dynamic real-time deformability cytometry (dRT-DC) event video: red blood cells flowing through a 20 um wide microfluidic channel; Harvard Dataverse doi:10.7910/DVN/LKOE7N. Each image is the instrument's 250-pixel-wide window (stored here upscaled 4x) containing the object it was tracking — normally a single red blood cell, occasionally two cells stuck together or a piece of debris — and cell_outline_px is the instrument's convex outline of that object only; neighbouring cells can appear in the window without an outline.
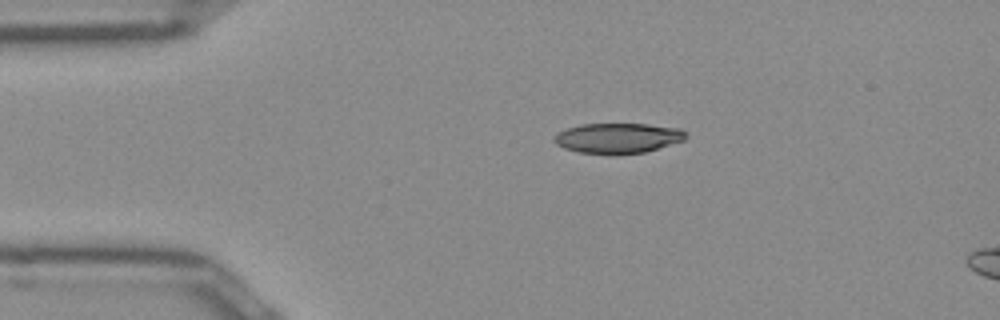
{"species": "Egyptian fruit bat (a non-hibernating species)", "species_latin": "Rousettus aegyptiacus", "temperature_condition": "room temperature", "stored_images_in_passage": 5, "camera_frame_rate_fps": 3000, "um_per_image_px": 0.085, "frame": {"image": 1, "passage_image": 1, "time_ms": 0.0, "image_size_px": [1000, 320], "cell_outline_px": [[688, 136], [684, 140], [644, 152], [580, 152], [564, 148], [556, 144], [552, 140], [552, 136], [556, 132], [580, 124], [648, 124], [680, 128]], "centroid_in_image_um": [52.48, 11.7], "position_along_channel_um": 32.5, "area_um2": 22.6}}